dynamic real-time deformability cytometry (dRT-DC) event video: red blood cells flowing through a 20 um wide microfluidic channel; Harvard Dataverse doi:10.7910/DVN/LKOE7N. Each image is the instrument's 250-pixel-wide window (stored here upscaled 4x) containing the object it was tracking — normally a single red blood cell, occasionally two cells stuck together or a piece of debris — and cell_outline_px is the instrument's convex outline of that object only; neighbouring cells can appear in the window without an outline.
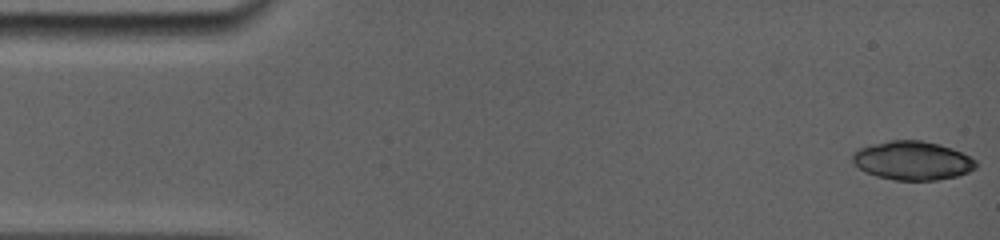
{"species": "common noctule bat (a hibernating species)", "species_latin": "Nyctalus noctula", "temperature_condition": "room temperature", "stored_images_in_passage": 14, "camera_frame_rate_fps": 5000, "um_per_image_px": 0.085, "animal": {"sex": "female", "body_mass_g": 19.0, "forearm_length_mm": 56.7}, "frame": {"image": 1, "passage_image": 1, "time_ms": 0.0, "image_size_px": [1000, 240], "cell_outline_px": [[976, 168], [968, 172], [956, 176], [936, 180], [892, 180], [876, 176], [864, 172], [852, 160], [852, 152], [860, 148], [892, 140], [924, 140], [940, 144], [952, 148], [976, 160]], "centroid_in_image_um": [77.56, 13.65], "position_along_channel_um": 7.4, "area_um2": 27.8}}
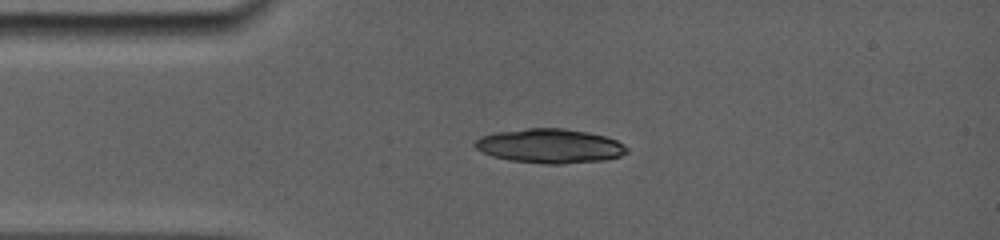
{"frame": {"image": 2, "passage_image": 12, "time_ms": 3.4, "image_size_px": [1000, 240], "cell_outline_px": [[628, 152], [620, 156], [604, 160], [560, 164], [544, 164], [508, 160], [492, 156], [476, 148], [472, 144], [480, 136], [496, 132], [528, 128], [564, 128], [588, 132], [604, 136], [616, 140], [624, 144], [628, 148]], "centroid_in_image_um": [46.74, 12.41], "position_along_channel_um": 38.3, "area_um2": 30.46}}